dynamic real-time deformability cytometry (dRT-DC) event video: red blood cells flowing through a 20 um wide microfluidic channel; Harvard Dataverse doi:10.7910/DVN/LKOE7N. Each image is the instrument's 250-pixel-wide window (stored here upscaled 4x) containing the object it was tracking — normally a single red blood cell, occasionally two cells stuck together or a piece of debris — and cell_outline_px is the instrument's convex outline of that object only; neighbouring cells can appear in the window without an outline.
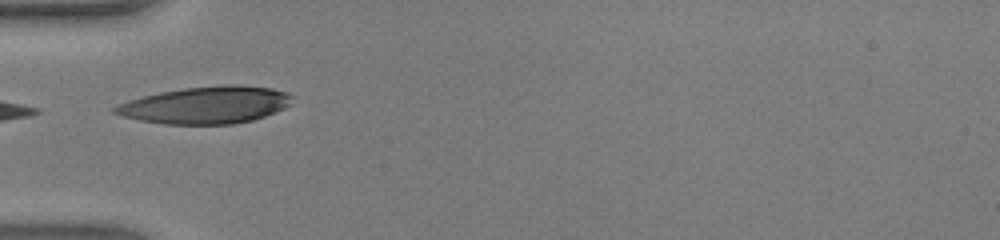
{"species": "human", "species_latin": "Homo sapiens", "temperature_condition": "warm", "stored_images_in_passage": 26, "camera_frame_rate_fps": 3000, "um_per_image_px": 0.085, "donor": {"sex": "male"}, "frame": {"image": 1, "passage_image": 1, "time_ms": 0.0, "image_size_px": [1000, 240], "cell_outline_px": [[292, 104], [284, 108], [264, 116], [252, 120], [232, 124], [164, 124], [140, 120], [124, 116], [112, 112], [112, 108], [120, 104], [144, 96], [160, 92], [184, 88], [224, 84], [236, 84], [272, 88], [288, 92], [292, 96]], "centroid_in_image_um": [17.55, 8.92], "position_along_channel_um": 67.4, "area_um2": 38.21}}
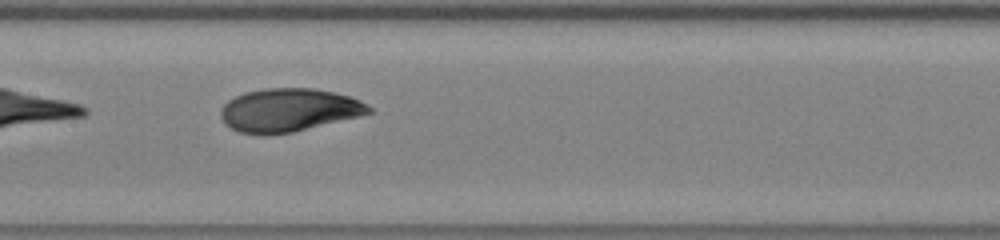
{"frame": {"image": 2, "passage_image": 9, "time_ms": 2.667, "image_size_px": [1000, 240], "cell_outline_px": [[372, 112], [360, 116], [292, 132], [240, 132], [232, 128], [220, 116], [220, 108], [228, 100], [244, 92], [264, 88], [312, 88], [332, 92], [348, 96], [372, 108]], "centroid_in_image_um": [24.54, 9.32], "position_along_channel_um": 182.9, "area_um2": 36.3}}
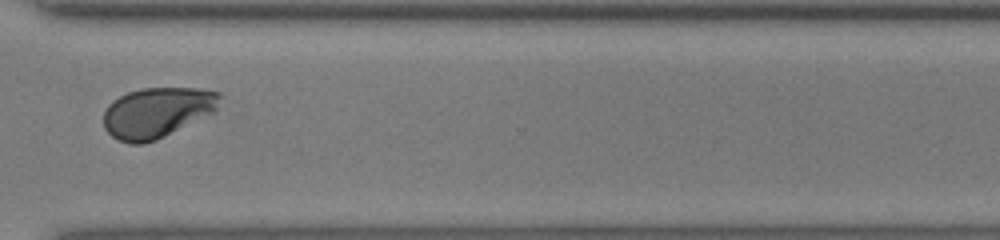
{"frame": {"image": 3, "passage_image": 21, "time_ms": 6.667, "image_size_px": [1000, 240], "cell_outline_px": [[220, 96], [216, 108], [212, 112], [156, 140], [144, 144], [132, 144], [120, 140], [112, 136], [104, 128], [104, 112], [108, 104], [112, 100], [128, 92], [144, 88], [200, 88], [220, 92]], "centroid_in_image_um": [13.3, 9.55], "position_along_channel_um": 357.3, "area_um2": 33.64}, "authors_computed_cell_mechanics": {"area_um2": 36.8475, "velocity_mm_per_s": 4.3495, "shape_relaxation_time_tau1_ms": 3.8838, "shape_relaxation_time_tau2_ms": 1.3261, "deformation_change_tau1": 0.1999, "deformation_change_tau2": 0.0585}}